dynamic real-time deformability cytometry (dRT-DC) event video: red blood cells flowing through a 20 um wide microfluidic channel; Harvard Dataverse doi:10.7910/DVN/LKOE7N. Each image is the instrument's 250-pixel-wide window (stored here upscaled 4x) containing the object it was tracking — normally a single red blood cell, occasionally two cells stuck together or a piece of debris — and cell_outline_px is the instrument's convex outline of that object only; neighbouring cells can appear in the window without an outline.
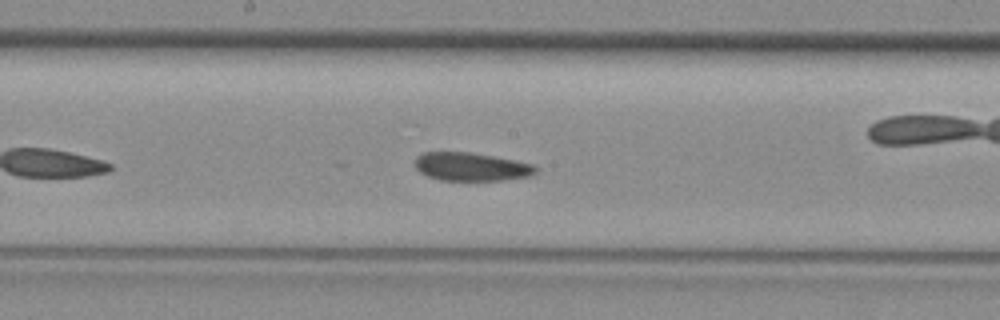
{"species": "common noctule bat (a hibernating species)", "species_latin": "Nyctalus noctula", "temperature_condition": "room temperature", "stored_images_in_passage": 26, "camera_frame_rate_fps": 3000, "um_per_image_px": 0.085, "animal": {"sex": "female", "body_mass_g": 29.2, "forearm_length_mm": 56.3}, "frame": {"image": 1, "passage_image": 12, "time_ms": 3.667, "image_size_px": [1000, 320], "cell_outline_px": [[536, 172], [532, 176], [504, 180], [440, 180], [428, 176], [420, 172], [416, 168], [416, 156], [424, 152], [468, 152], [492, 156], [536, 164]], "centroid_in_image_um": [40.08, 14.17], "position_along_channel_um": 208.1, "area_um2": 19.88}}
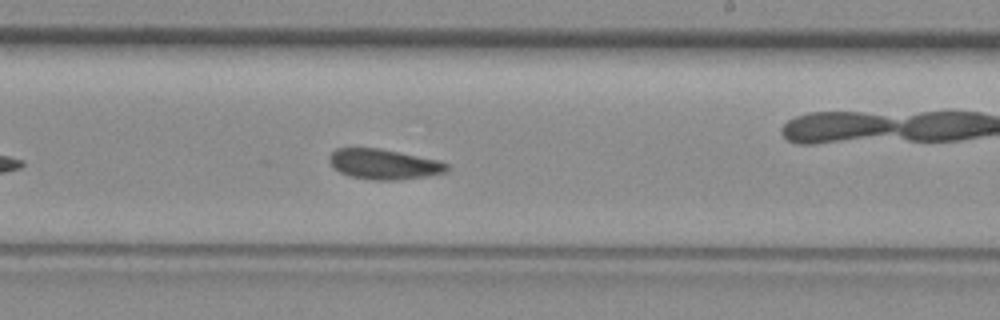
{"frame": {"image": 2, "passage_image": 15, "time_ms": 4.667, "image_size_px": [1000, 320], "cell_outline_px": [[448, 172], [428, 176], [400, 180], [372, 180], [348, 176], [332, 168], [328, 160], [328, 156], [336, 148], [380, 148], [440, 160], [448, 164]], "centroid_in_image_um": [32.62, 13.96], "position_along_channel_um": 256.4, "area_um2": 21.1}}